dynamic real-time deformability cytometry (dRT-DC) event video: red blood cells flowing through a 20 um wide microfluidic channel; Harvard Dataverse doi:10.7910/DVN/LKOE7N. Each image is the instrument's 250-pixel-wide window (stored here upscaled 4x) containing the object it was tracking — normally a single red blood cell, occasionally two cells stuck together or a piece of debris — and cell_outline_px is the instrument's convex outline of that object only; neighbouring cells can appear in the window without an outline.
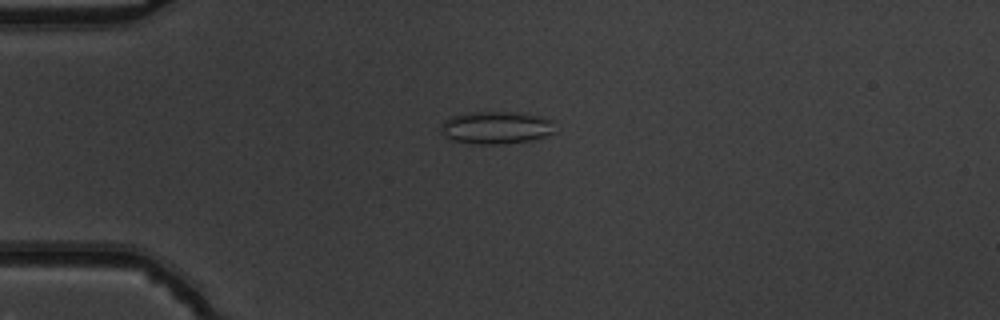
{"species": "common noctule bat (a hibernating species)", "species_latin": "Nyctalus noctula", "temperature_condition": "warm", "stored_images_in_passage": 35, "camera_frame_rate_fps": 3000, "um_per_image_px": 0.085, "animal": {"sex": "male", "body_mass_g": 19.5, "forearm_length_mm": 54.6}, "frame": {"image": 1, "passage_image": 1, "time_ms": 0.0, "image_size_px": [1000, 320], "cell_outline_px": [[556, 132], [532, 140], [508, 144], [472, 144], [452, 140], [444, 136], [440, 132], [440, 128], [444, 120], [452, 116], [464, 112], [520, 112], [540, 116], [552, 120]], "centroid_in_image_um": [42.16, 10.85], "position_along_channel_um": 42.8, "area_um2": 22.08}}
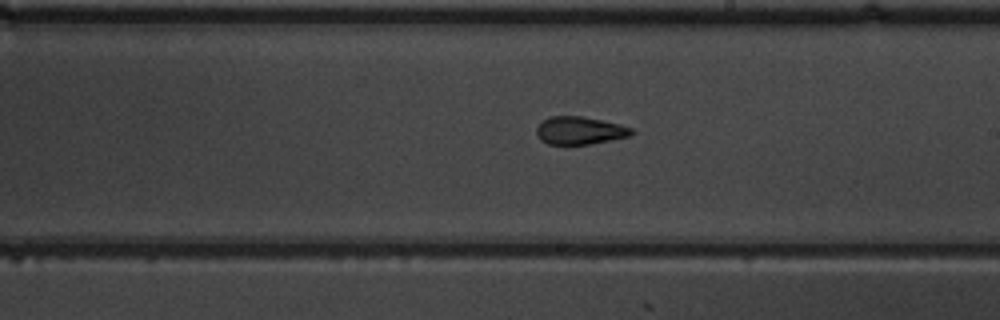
{"frame": {"image": 2, "passage_image": 18, "time_ms": 5.667, "image_size_px": [1000, 320], "cell_outline_px": [[636, 132], [628, 136], [588, 144], [548, 144], [540, 140], [536, 132], [536, 128], [544, 120], [552, 116], [580, 116], [620, 124], [632, 128]], "centroid_in_image_um": [49.27, 11.09], "position_along_channel_um": 239.7, "area_um2": 15.14}}
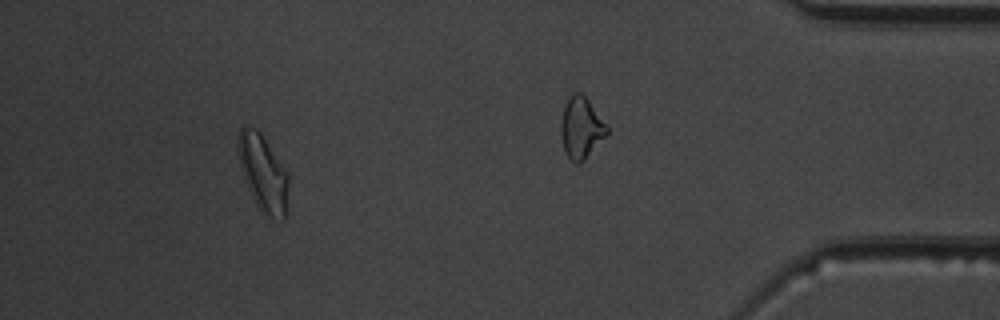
{"frame": {"image": 3, "passage_image": 30, "time_ms": 9.667, "image_size_px": [1000, 320], "cell_outline_px": [[288, 184], [284, 220], [268, 216], [256, 204], [252, 196], [244, 176], [240, 164], [236, 148], [236, 140], [240, 128], [244, 124], [248, 124], [256, 128], [260, 132], [288, 172]], "centroid_in_image_um": [22.33, 14.61], "position_along_channel_um": 412.9, "area_um2": 22.31}, "authors_computed_cell_mechanics": {"area_um2": 15.895, "velocity_mm_per_s": 3.9495, "shape_relaxation_time_tau1_ms": null, "shape_relaxation_time_tau2_ms": 2.398, "deformation_change_tau1": null, "deformation_change_tau2": 0.097}}